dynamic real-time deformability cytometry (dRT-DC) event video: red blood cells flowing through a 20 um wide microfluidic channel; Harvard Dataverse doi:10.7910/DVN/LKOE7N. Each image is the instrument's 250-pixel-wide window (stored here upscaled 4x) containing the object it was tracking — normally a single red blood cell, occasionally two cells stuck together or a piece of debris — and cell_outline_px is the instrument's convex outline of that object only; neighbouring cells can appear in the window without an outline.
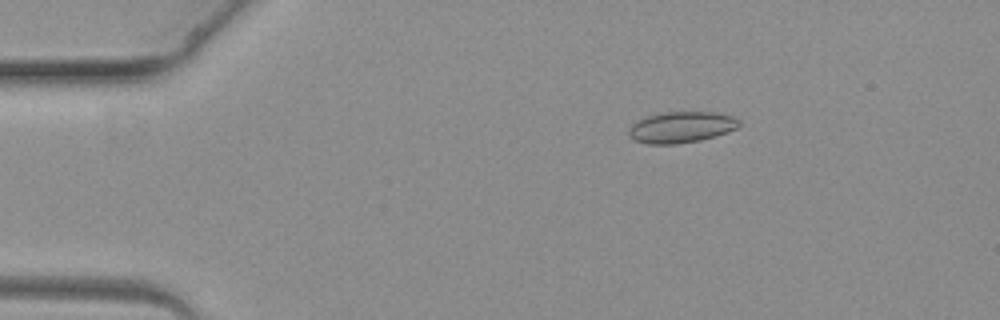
{"species": "common noctule bat (a hibernating species)", "species_latin": "Nyctalus noctula", "temperature_condition": "warm", "stored_images_in_passage": 3, "camera_frame_rate_fps": 3000, "um_per_image_px": 0.085, "animal": {"sex": "female", "body_mass_g": 19.3, "forearm_length_mm": 54.1}, "frame": {"image": 1, "passage_image": 2, "time_ms": 2.0, "image_size_px": [1000, 320], "cell_outline_px": [[740, 124], [736, 128], [728, 132], [716, 136], [700, 140], [676, 144], [648, 144], [636, 140], [628, 132], [628, 128], [636, 120], [648, 116], [664, 112], [712, 112], [732, 116], [740, 120]], "centroid_in_image_um": [57.91, 10.81], "position_along_channel_um": 27.1, "area_um2": 19.94}}